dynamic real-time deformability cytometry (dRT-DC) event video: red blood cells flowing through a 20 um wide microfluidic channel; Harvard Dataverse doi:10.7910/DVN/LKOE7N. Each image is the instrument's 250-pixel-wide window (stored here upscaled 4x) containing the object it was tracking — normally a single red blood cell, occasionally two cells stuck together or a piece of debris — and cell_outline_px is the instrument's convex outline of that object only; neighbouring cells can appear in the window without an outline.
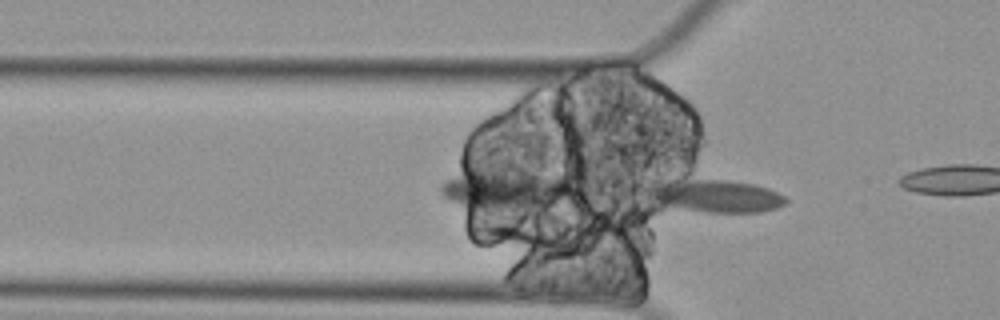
{"species": "Egyptian fruit bat (a non-hibernating species)", "species_latin": "Rousettus aegyptiacus", "temperature_condition": "cold", "stored_images_in_passage": 13, "camera_frame_rate_fps": 3000, "um_per_image_px": 0.085, "animal": {"sex": "female"}, "frame": {"image": 1, "passage_image": 8, "time_ms": 2.333, "image_size_px": [1000, 320], "cell_outline_px": [[788, 200], [784, 204], [776, 208], [760, 212], [708, 212], [656, 208], [640, 192], [640, 188], [684, 172], [752, 184], [768, 188], [784, 196]], "centroid_in_image_um": [60.4, 16.57], "position_along_channel_um": 65.4, "area_um2": 29.59}}